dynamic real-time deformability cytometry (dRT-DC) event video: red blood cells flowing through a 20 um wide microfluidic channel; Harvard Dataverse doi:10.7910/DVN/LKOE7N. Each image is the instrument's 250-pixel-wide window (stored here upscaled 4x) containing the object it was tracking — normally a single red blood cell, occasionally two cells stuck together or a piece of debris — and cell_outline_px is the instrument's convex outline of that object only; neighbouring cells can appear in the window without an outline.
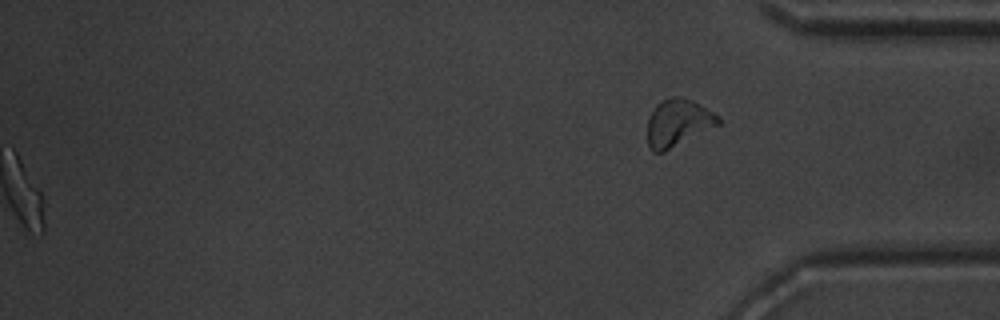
{"species": "common noctule bat (a hibernating species)", "species_latin": "Nyctalus noctula", "temperature_condition": "warm", "stored_images_in_passage": 54, "segment_of_instrument_passage": [2, 2], "camera_frame_rate_fps": 3000, "um_per_image_px": 0.085, "animal": {"sex": "male", "body_mass_g": 20.1, "forearm_length_mm": 53.5}, "frame": {"image": 1, "passage_image": 54, "time_ms": 17.667, "image_size_px": [1000, 320], "cell_outline_px": [[720, 124], [664, 152], [652, 152], [648, 148], [648, 116], [656, 104], [672, 96], [680, 96], [692, 100], [720, 116]], "centroid_in_image_um": [57.61, 10.44], "position_along_channel_um": 377.6, "area_um2": 19.54}}